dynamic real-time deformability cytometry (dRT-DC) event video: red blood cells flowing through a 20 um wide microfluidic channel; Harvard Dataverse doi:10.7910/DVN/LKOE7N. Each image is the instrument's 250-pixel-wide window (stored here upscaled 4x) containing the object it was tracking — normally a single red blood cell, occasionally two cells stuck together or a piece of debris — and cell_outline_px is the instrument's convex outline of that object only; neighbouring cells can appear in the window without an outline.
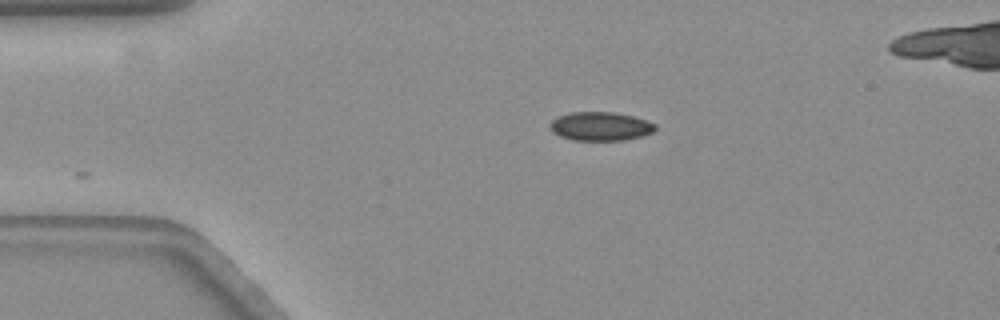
{"species": "common noctule bat (a hibernating species)", "species_latin": "Nyctalus noctula", "temperature_condition": "warm", "stored_images_in_passage": 20, "camera_frame_rate_fps": 3000, "um_per_image_px": 0.085, "animal": {"sex": "female", "body_mass_g": 19.3, "forearm_length_mm": 54.1}, "frame": {"image": 1, "passage_image": 1, "time_ms": 0.0, "image_size_px": [1000, 320], "cell_outline_px": [[656, 128], [652, 132], [640, 136], [624, 140], [572, 140], [560, 136], [552, 132], [548, 128], [548, 124], [552, 120], [560, 116], [572, 112], [612, 112], [632, 116], [656, 124]], "centroid_in_image_um": [50.99, 10.74], "position_along_channel_um": 34.0, "area_um2": 17.51}}